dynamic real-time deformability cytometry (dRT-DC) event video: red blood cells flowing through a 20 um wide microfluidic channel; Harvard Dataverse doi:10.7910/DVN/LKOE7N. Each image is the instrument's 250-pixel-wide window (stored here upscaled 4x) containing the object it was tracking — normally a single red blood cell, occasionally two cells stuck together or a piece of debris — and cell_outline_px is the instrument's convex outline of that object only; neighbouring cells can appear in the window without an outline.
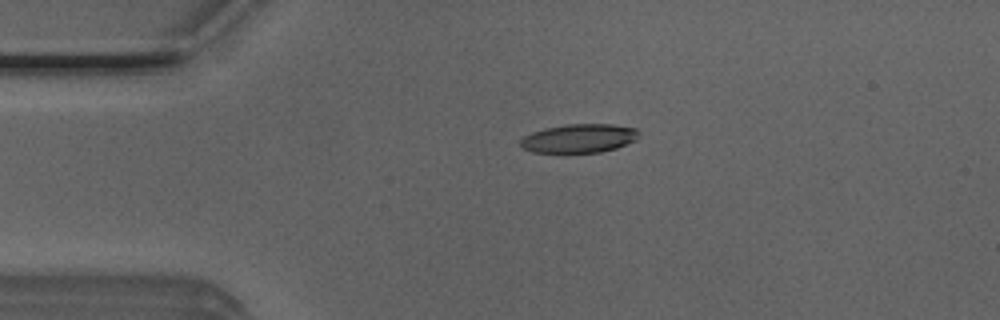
{"species": "Egyptian fruit bat (a non-hibernating species)", "species_latin": "Rousettus aegyptiacus", "temperature_condition": "room temperature", "stored_images_in_passage": 2, "camera_frame_rate_fps": 3000, "um_per_image_px": 0.085, "animal": {"sex": "male"}, "frame": {"image": 1, "passage_image": 1, "time_ms": 0.0, "image_size_px": [1000, 320], "cell_outline_px": [[640, 132], [636, 140], [616, 148], [600, 152], [532, 152], [524, 148], [520, 144], [520, 140], [524, 136], [532, 132], [544, 128], [568, 124], [612, 124], [636, 128]], "centroid_in_image_um": [49.24, 11.75], "position_along_channel_um": 35.8, "area_um2": 19.77}}